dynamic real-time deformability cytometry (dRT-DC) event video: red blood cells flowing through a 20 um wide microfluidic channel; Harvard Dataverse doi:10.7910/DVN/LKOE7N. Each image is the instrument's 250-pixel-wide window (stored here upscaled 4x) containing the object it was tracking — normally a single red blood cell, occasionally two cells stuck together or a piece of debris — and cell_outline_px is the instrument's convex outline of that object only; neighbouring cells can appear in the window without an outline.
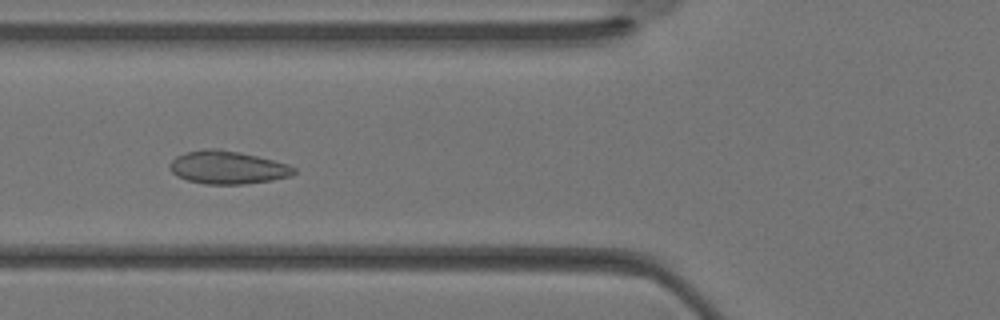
{"species": "Egyptian fruit bat (a non-hibernating species)", "species_latin": "Rousettus aegyptiacus", "temperature_condition": "warm", "stored_images_in_passage": 26, "camera_frame_rate_fps": 3000, "um_per_image_px": 0.085, "animal": {"sex": "female"}, "frame": {"image": 1, "passage_image": 13, "time_ms": 4.0, "image_size_px": [1000, 320], "cell_outline_px": [[296, 172], [292, 176], [272, 180], [244, 184], [204, 184], [188, 180], [176, 176], [168, 168], [168, 164], [176, 156], [188, 152], [204, 148], [220, 148], [240, 152], [288, 164], [296, 168]], "centroid_in_image_um": [19.33, 14.23], "position_along_channel_um": 106.5, "area_um2": 24.04}}
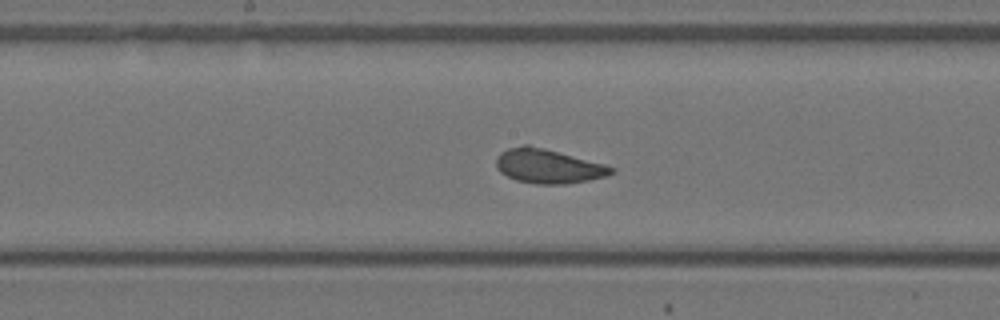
{"frame": {"image": 2, "passage_image": 18, "time_ms": 5.667, "image_size_px": [1000, 320], "cell_outline_px": [[616, 172], [608, 176], [588, 180], [564, 184], [536, 184], [516, 180], [500, 172], [496, 168], [496, 156], [500, 152], [508, 148], [524, 144], [528, 144], [544, 148], [604, 164], [616, 168]], "centroid_in_image_um": [46.59, 14.12], "position_along_channel_um": 201.6, "area_um2": 23.06}}
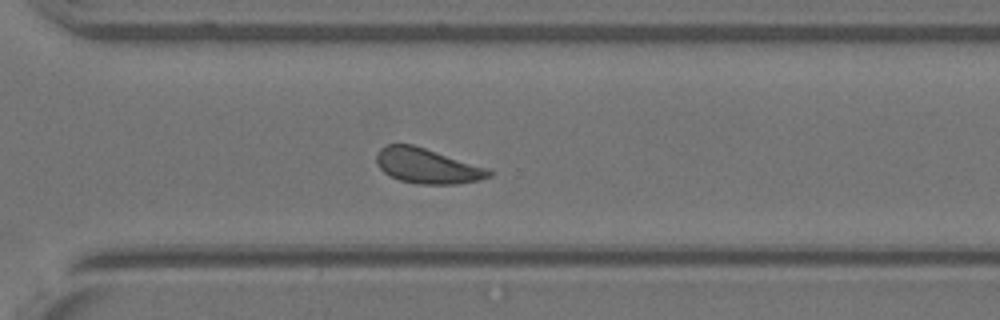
{"frame": {"image": 3, "passage_image": 25, "time_ms": 8.0, "image_size_px": [1000, 320], "cell_outline_px": [[492, 176], [480, 180], [456, 184], [420, 184], [400, 180], [384, 172], [376, 164], [376, 152], [380, 148], [388, 144], [412, 144], [488, 168], [492, 172]], "centroid_in_image_um": [36.3, 14.1], "position_along_channel_um": 334.3, "area_um2": 22.89}}